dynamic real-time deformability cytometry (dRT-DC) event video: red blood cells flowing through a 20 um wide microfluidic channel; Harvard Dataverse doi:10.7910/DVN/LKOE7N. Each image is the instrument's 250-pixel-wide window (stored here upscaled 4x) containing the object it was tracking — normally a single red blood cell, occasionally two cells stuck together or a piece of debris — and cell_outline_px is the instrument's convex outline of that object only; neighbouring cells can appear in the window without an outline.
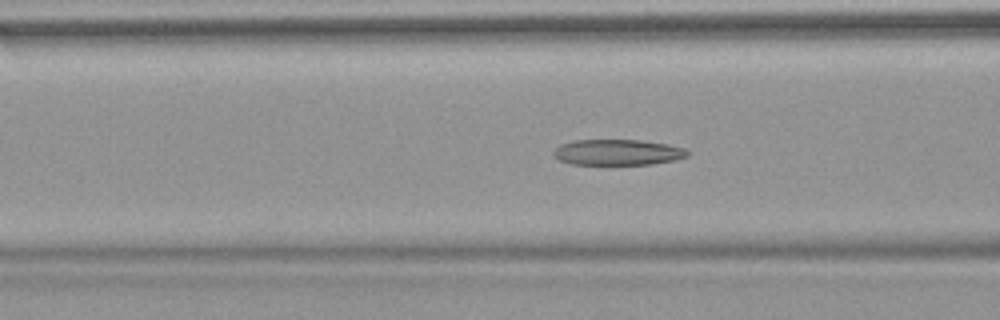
{"species": "common noctule bat (a hibernating species)", "species_latin": "Nyctalus noctula", "temperature_condition": "warm", "stored_images_in_passage": 53, "camera_frame_rate_fps": 3000, "um_per_image_px": 0.085, "animal": {"sex": "female", "body_mass_g": 18.4}, "frame": {"image": 1, "passage_image": 21, "time_ms": 6.667, "image_size_px": [1000, 320], "cell_outline_px": [[688, 156], [676, 160], [652, 164], [572, 164], [560, 160], [552, 156], [552, 152], [560, 144], [576, 140], [640, 140], [668, 144], [684, 148], [688, 152]], "centroid_in_image_um": [52.49, 12.94], "position_along_channel_um": 114.1, "area_um2": 20.11}}
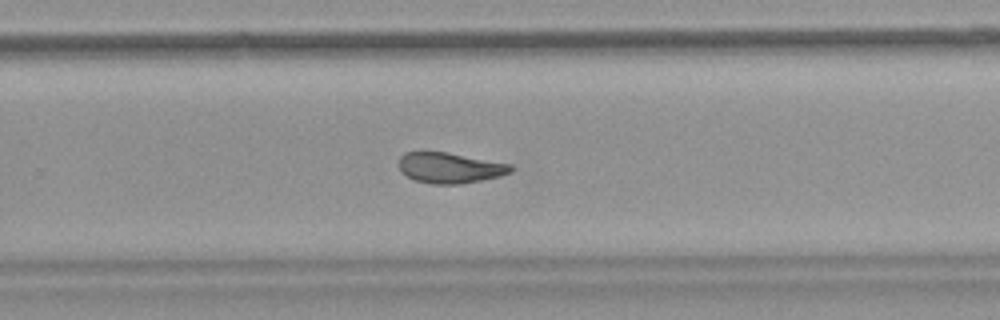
{"frame": {"image": 2, "passage_image": 35, "time_ms": 11.333, "image_size_px": [1000, 320], "cell_outline_px": [[512, 172], [500, 176], [460, 184], [432, 184], [416, 180], [400, 172], [400, 156], [404, 152], [420, 148], [448, 152], [512, 164]], "centroid_in_image_um": [38.18, 14.21], "position_along_channel_um": 291.6, "area_um2": 20.52}}
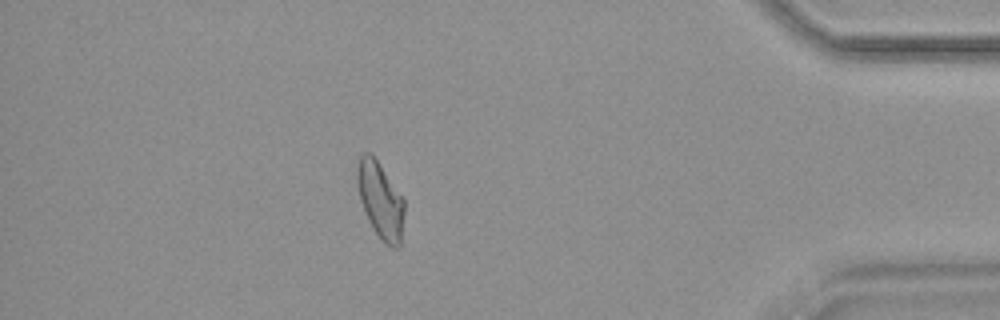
{"frame": {"image": 3, "passage_image": 47, "time_ms": 15.333, "image_size_px": [1000, 320], "cell_outline_px": [[404, 212], [400, 248], [392, 248], [384, 244], [380, 240], [368, 220], [360, 200], [356, 180], [356, 168], [360, 156], [364, 152], [372, 152], [404, 196]], "centroid_in_image_um": [32.34, 17.0], "position_along_channel_um": 402.9, "area_um2": 21.62}, "authors_computed_cell_mechanics": {"area_um2": 21.6172, "velocity_mm_per_s": 3.8093, "shape_relaxation_time_tau1_ms": null, "shape_relaxation_time_tau2_ms": 3.0894, "deformation_change_tau1": null, "deformation_change_tau2": 0.1051}}